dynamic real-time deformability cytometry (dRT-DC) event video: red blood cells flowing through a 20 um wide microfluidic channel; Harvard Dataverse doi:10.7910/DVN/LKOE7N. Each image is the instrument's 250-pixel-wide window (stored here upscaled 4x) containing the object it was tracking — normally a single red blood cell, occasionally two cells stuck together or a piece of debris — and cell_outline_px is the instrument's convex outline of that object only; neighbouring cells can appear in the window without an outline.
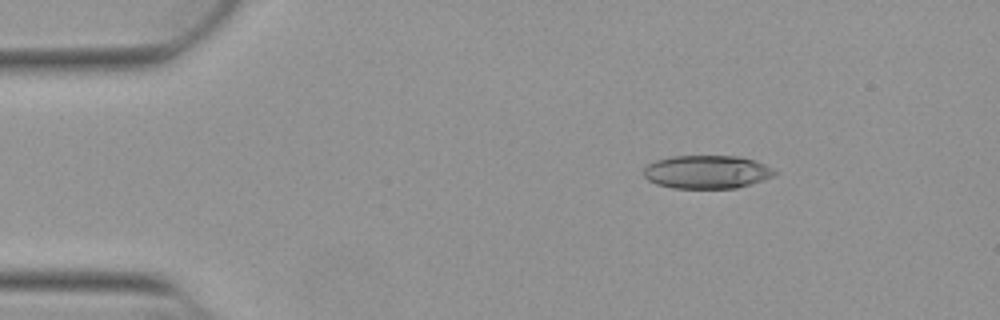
{"species": "Egyptian fruit bat (a non-hibernating species)", "species_latin": "Rousettus aegyptiacus", "temperature_condition": "warm", "stored_images_in_passage": 29, "camera_frame_rate_fps": 3000, "um_per_image_px": 0.085, "animal": {"sex": "female"}, "frame": {"image": 1, "passage_image": 7, "time_ms": 2.0, "image_size_px": [1000, 320], "cell_outline_px": [[776, 172], [772, 176], [736, 188], [672, 188], [656, 184], [648, 180], [644, 176], [644, 168], [648, 164], [656, 160], [672, 156], [736, 156], [752, 160], [764, 164], [772, 168]], "centroid_in_image_um": [60.02, 14.61], "position_along_channel_um": 25.0, "area_um2": 25.09}}
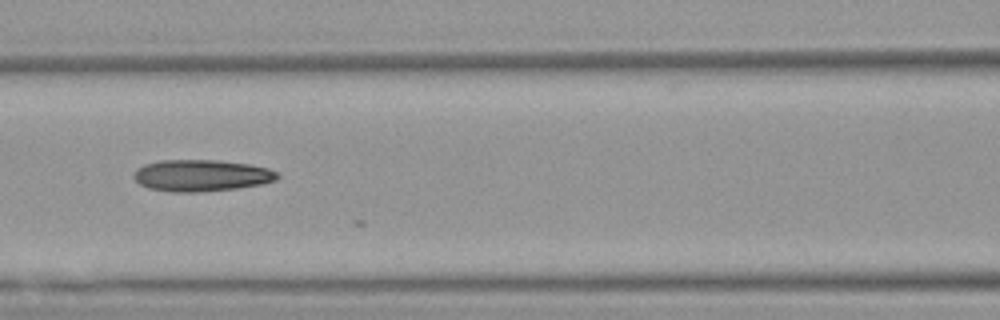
{"frame": {"image": 2, "passage_image": 22, "time_ms": 7.0, "image_size_px": [1000, 320], "cell_outline_px": [[280, 176], [276, 180], [260, 184], [236, 188], [196, 192], [172, 192], [148, 188], [140, 184], [132, 176], [144, 164], [160, 160], [216, 160], [248, 164], [268, 168], [276, 172]], "centroid_in_image_um": [17.11, 14.91], "position_along_channel_um": 149.5, "area_um2": 26.24}}
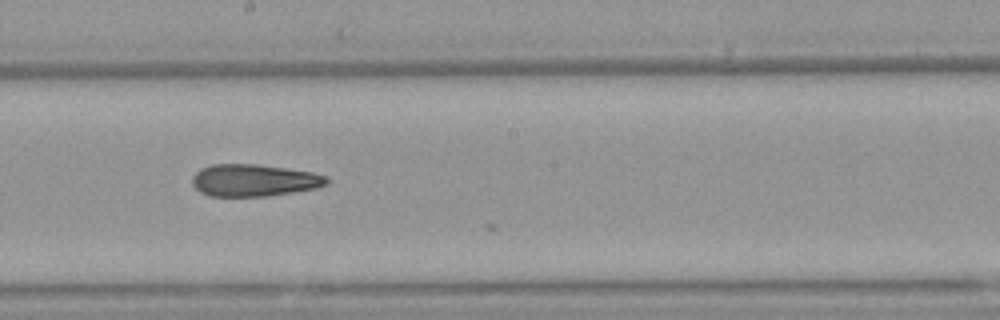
{"frame": {"image": 3, "passage_image": 28, "time_ms": 9.0, "image_size_px": [1000, 320], "cell_outline_px": [[328, 184], [316, 188], [292, 192], [264, 196], [208, 196], [200, 192], [192, 184], [192, 176], [200, 168], [212, 164], [256, 164], [312, 172], [328, 176]], "centroid_in_image_um": [21.57, 15.32], "position_along_channel_um": 226.6, "area_um2": 25.14}}